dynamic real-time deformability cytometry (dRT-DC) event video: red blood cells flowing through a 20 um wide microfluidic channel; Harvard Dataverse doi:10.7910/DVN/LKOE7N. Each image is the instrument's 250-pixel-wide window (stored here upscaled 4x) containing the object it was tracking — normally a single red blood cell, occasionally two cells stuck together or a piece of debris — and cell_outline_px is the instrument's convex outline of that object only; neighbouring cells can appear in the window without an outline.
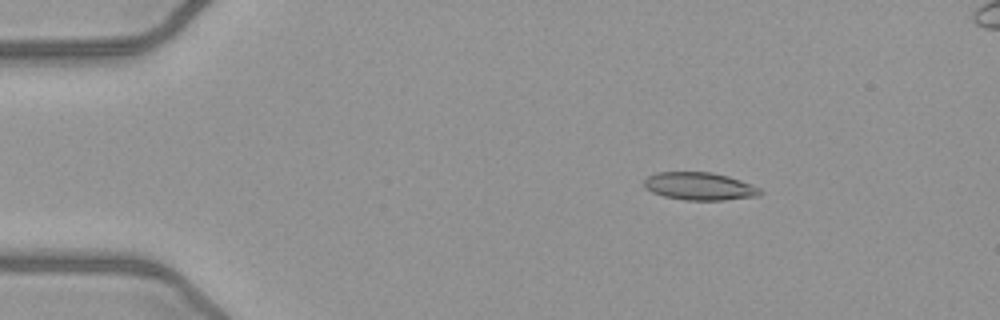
{"species": "common noctule bat (a hibernating species)", "species_latin": "Nyctalus noctula", "temperature_condition": "warm", "stored_images_in_passage": 52, "segment_of_instrument_passage": [1, 2], "camera_frame_rate_fps": 3000, "um_per_image_px": 0.085, "animal": {"sex": "female", "body_mass_g": 21.9}, "frame": {"image": 1, "passage_image": 8, "time_ms": 2.333, "image_size_px": [1000, 320], "cell_outline_px": [[764, 192], [760, 196], [724, 200], [684, 200], [664, 196], [652, 192], [644, 188], [644, 180], [648, 176], [656, 172], [712, 172], [728, 176], [740, 180], [760, 188]], "centroid_in_image_um": [59.47, 15.83], "position_along_channel_um": 25.5, "area_um2": 18.9}}
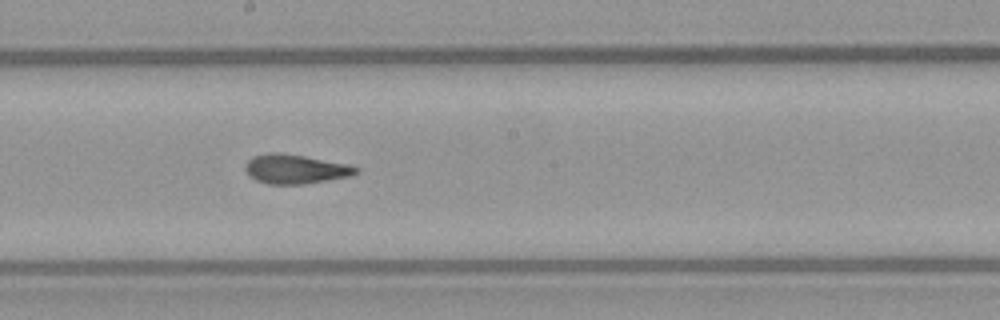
{"frame": {"image": 2, "passage_image": 28, "time_ms": 9.0, "image_size_px": [1000, 320], "cell_outline_px": [[360, 172], [352, 176], [304, 184], [268, 184], [256, 180], [248, 176], [244, 168], [244, 164], [252, 156], [268, 152], [280, 152], [352, 164], [360, 168]], "centroid_in_image_um": [25.13, 14.36], "position_along_channel_um": 223.1, "area_um2": 19.36}}
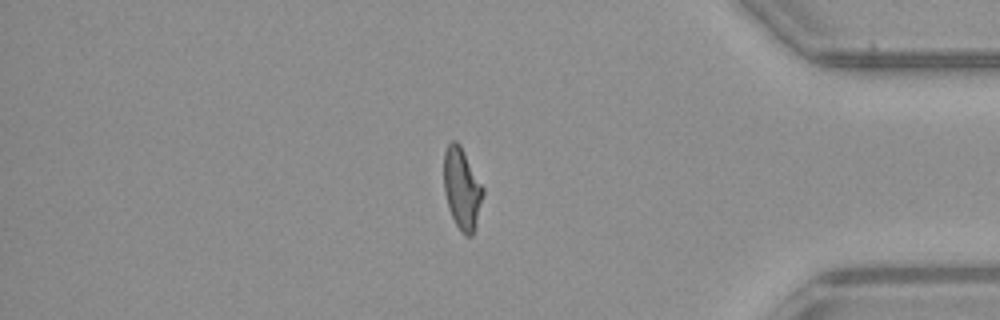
{"frame": {"image": 3, "passage_image": 43, "time_ms": 14.0, "image_size_px": [1000, 320], "cell_outline_px": [[484, 192], [472, 236], [464, 236], [460, 232], [448, 208], [444, 192], [444, 152], [448, 144], [452, 140], [456, 140], [460, 144], [484, 188]], "centroid_in_image_um": [39.25, 16.02], "position_along_channel_um": 396.0, "area_um2": 18.5}}